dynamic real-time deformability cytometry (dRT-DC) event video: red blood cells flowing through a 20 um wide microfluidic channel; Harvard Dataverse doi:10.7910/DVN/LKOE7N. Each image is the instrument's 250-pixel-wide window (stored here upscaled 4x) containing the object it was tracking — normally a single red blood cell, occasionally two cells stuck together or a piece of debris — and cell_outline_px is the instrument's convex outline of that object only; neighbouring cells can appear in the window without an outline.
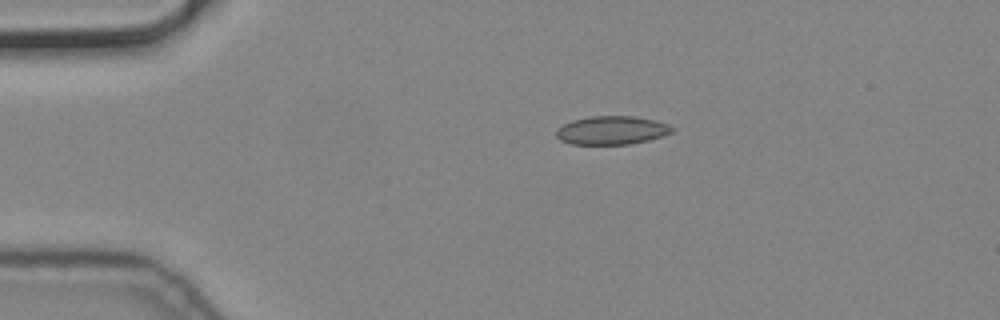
{"species": "common noctule bat (a hibernating species)", "species_latin": "Nyctalus noctula", "temperature_condition": "cold", "stored_images_in_passage": 7, "camera_frame_rate_fps": 3000, "um_per_image_px": 0.085, "animal": {"sex": "male", "body_mass_g": 19.2, "forearm_length_mm": 51.8}, "frame": {"image": 1, "passage_image": 3, "time_ms": 0.667, "image_size_px": [1000, 320], "cell_outline_px": [[676, 128], [672, 132], [664, 136], [648, 140], [628, 144], [568, 144], [560, 140], [556, 136], [556, 128], [572, 120], [588, 116], [632, 116], [656, 120], [668, 124]], "centroid_in_image_um": [52.0, 11.07], "position_along_channel_um": 33.0, "area_um2": 19.42}}
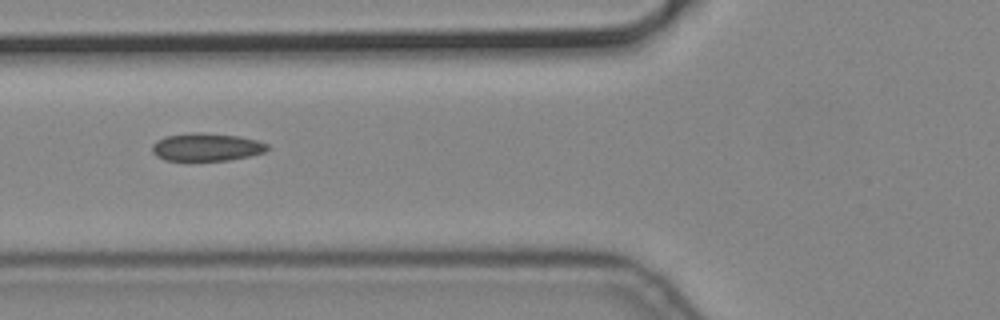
{"frame": {"image": 2, "passage_image": 6, "time_ms": 1.667, "image_size_px": [1000, 320], "cell_outline_px": [[272, 148], [264, 152], [248, 156], [228, 160], [164, 160], [156, 156], [152, 152], [152, 144], [156, 140], [164, 136], [192, 132], [200, 132], [240, 136], [256, 140], [268, 144]], "centroid_in_image_um": [17.54, 12.49], "position_along_channel_um": 108.3, "area_um2": 18.84}}
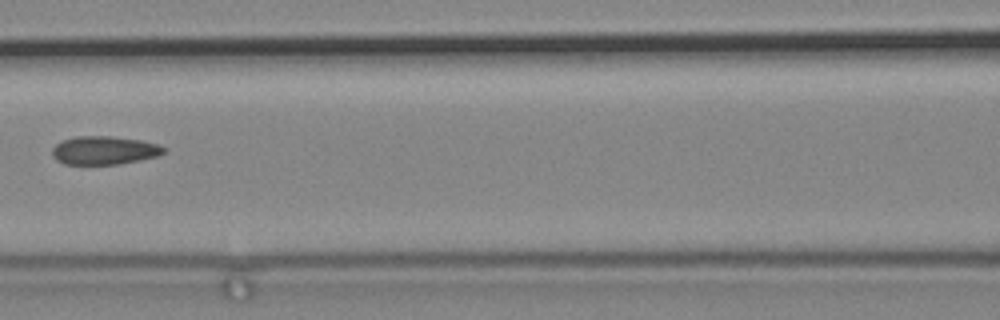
{"frame": {"image": 3, "passage_image": 7, "time_ms": 2.0, "image_size_px": [1000, 320], "cell_outline_px": [[168, 148], [160, 156], [140, 160], [116, 164], [64, 164], [56, 160], [52, 156], [52, 148], [56, 144], [64, 140], [76, 136], [112, 136], [140, 140], [160, 144]], "centroid_in_image_um": [8.89, 12.78], "position_along_channel_um": 157.7, "area_um2": 18.61}}